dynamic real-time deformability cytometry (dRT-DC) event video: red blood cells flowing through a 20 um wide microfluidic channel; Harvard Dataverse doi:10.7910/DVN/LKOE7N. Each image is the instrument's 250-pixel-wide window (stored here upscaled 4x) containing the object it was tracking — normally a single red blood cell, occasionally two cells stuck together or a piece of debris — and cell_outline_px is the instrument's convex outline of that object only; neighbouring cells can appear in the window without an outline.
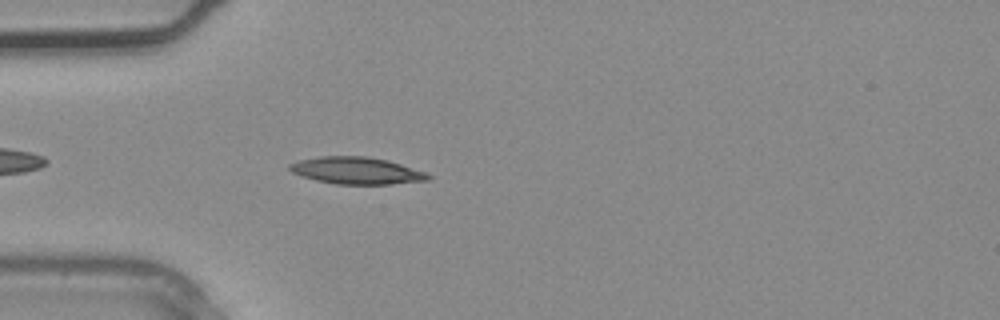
{"species": "common noctule bat (a hibernating species)", "species_latin": "Nyctalus noctula", "temperature_condition": "warm", "stored_images_in_passage": 3, "camera_frame_rate_fps": 3000, "um_per_image_px": 0.085, "animal": {"sex": "male", "body_mass_g": 20.4}, "frame": {"image": 1, "passage_image": 3, "time_ms": 0.667, "image_size_px": [1000, 320], "cell_outline_px": [[432, 180], [392, 184], [336, 184], [316, 180], [292, 172], [288, 168], [288, 164], [300, 160], [320, 156], [368, 156], [388, 160], [428, 172], [432, 176]], "centroid_in_image_um": [30.38, 14.5], "position_along_channel_um": 54.6, "area_um2": 21.96}}